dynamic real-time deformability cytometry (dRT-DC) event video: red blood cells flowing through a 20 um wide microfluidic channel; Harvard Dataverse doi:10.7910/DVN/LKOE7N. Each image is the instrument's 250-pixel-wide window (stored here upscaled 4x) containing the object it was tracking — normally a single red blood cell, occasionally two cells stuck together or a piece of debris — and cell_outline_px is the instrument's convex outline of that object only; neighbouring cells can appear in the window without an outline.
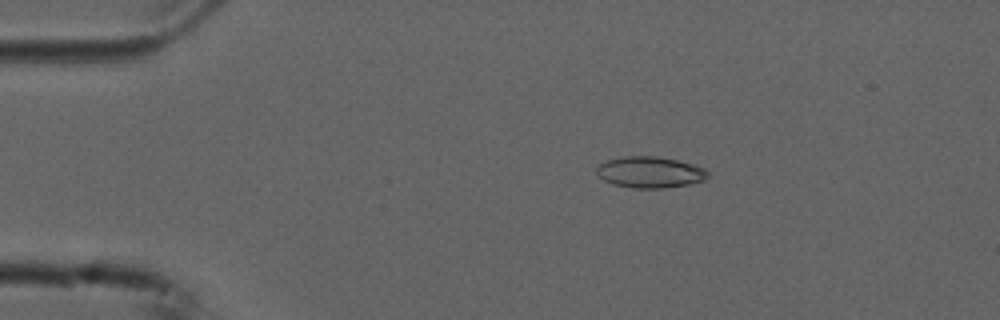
{"species": "common noctule bat (a hibernating species)", "species_latin": "Nyctalus noctula", "temperature_condition": "cold", "stored_images_in_passage": 3, "camera_frame_rate_fps": 3000, "um_per_image_px": 0.085, "animal": {"sex": "male", "forearm_length_mm": 52.5}, "frame": {"image": 1, "passage_image": 1, "time_ms": 0.0, "image_size_px": [1000, 320], "cell_outline_px": [[708, 176], [704, 180], [688, 184], [664, 188], [636, 188], [612, 184], [604, 180], [596, 172], [596, 168], [600, 164], [608, 160], [624, 156], [656, 156], [696, 164], [704, 168], [708, 172]], "centroid_in_image_um": [55.26, 14.63], "position_along_channel_um": 29.7, "area_um2": 20.17}}
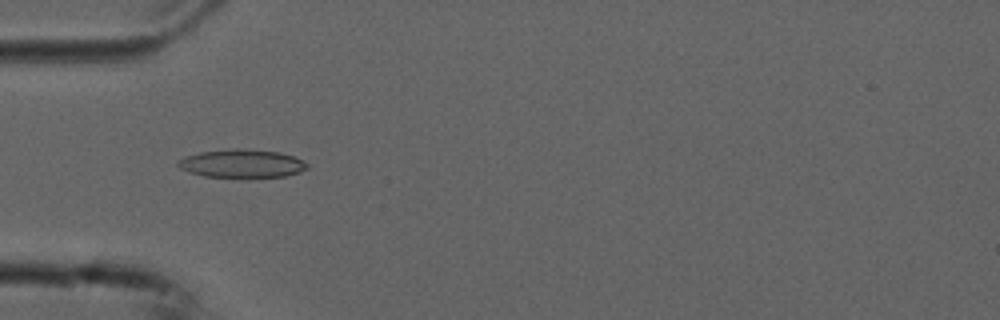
{"frame": {"image": 2, "passage_image": 3, "time_ms": 0.667, "image_size_px": [1000, 320], "cell_outline_px": [[308, 168], [300, 172], [284, 176], [204, 176], [180, 168], [176, 164], [184, 156], [200, 152], [236, 148], [280, 152], [304, 160], [308, 164]], "centroid_in_image_um": [20.58, 13.88], "position_along_channel_um": 64.4, "area_um2": 20.81}}